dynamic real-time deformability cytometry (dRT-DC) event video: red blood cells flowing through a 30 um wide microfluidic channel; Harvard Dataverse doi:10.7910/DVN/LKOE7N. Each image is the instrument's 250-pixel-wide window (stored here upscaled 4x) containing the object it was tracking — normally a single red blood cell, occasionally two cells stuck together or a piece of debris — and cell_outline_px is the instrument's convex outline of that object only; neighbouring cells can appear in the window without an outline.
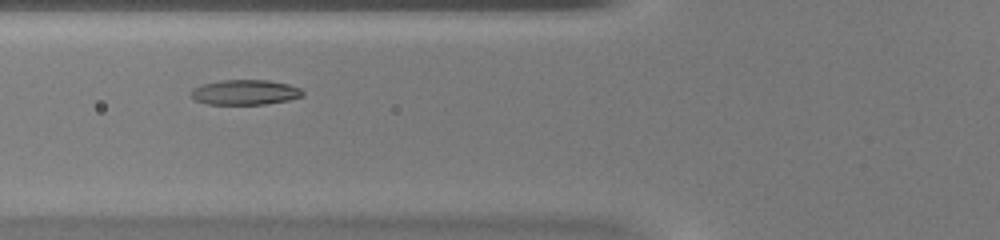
{"species": "common noctule bat (a hibernating species)", "species_latin": "Nyctalus noctula", "temperature_condition": "warm", "stored_images_in_passage": 38, "camera_frame_rate_fps": 3000, "um_per_image_px": 0.085, "animal": {"sex": "female", "body_mass_g": 20.0, "forearm_length_mm": 54.0}, "frame": {"image": 1, "passage_image": 9, "time_ms": 2.667, "image_size_px": [1000, 240], "cell_outline_px": [[304, 96], [288, 100], [264, 104], [208, 104], [196, 100], [192, 96], [192, 88], [204, 84], [220, 80], [268, 80], [288, 84], [300, 88], [304, 92]], "centroid_in_image_um": [20.86, 7.84], "position_along_channel_um": 104.9, "area_um2": 16.18}}
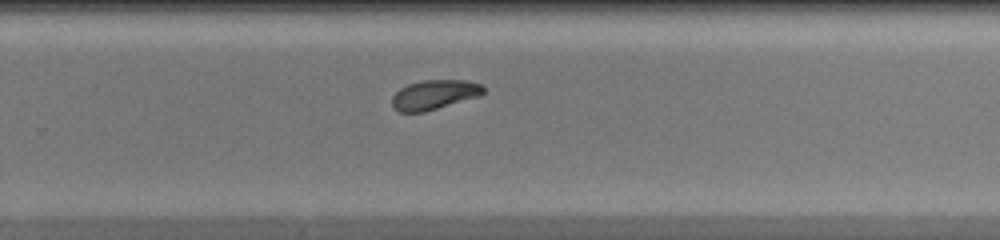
{"frame": {"image": 2, "passage_image": 22, "time_ms": 7.0, "image_size_px": [1000, 240], "cell_outline_px": [[484, 92], [480, 96], [424, 112], [400, 112], [392, 108], [392, 96], [400, 88], [408, 84], [424, 80], [464, 80], [480, 84], [484, 88]], "centroid_in_image_um": [36.89, 8.05], "position_along_channel_um": 292.9, "area_um2": 15.72}}
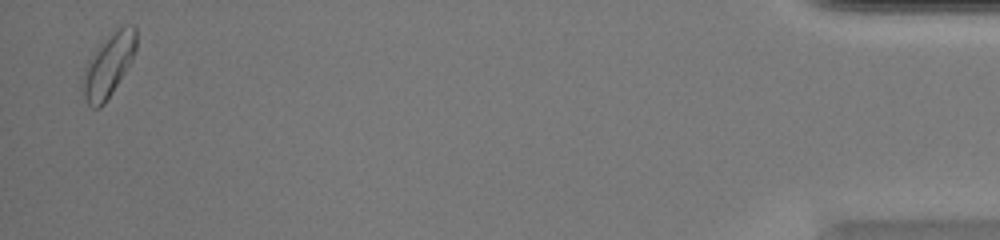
{"frame": {"image": 3, "passage_image": 37, "time_ms": 12.0, "image_size_px": [1000, 240], "cell_outline_px": [[136, 48], [132, 60], [112, 92], [104, 104], [100, 108], [92, 108], [88, 104], [80, 88], [80, 84], [88, 60], [100, 44], [116, 28], [124, 24], [132, 24], [136, 28]], "centroid_in_image_um": [9.21, 5.54], "position_along_channel_um": 426.0, "area_um2": 19.65}}